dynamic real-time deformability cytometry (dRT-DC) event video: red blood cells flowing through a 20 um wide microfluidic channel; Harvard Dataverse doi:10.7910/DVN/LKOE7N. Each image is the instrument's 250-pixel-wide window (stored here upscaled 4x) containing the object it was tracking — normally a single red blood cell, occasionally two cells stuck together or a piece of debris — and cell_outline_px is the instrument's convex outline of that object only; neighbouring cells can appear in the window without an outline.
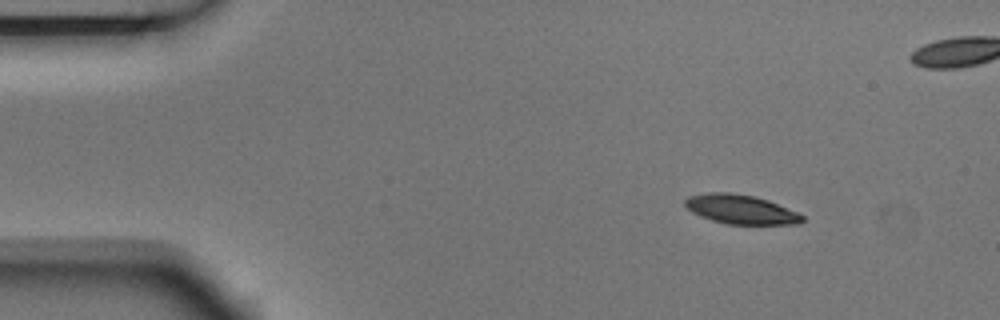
{"species": "Egyptian fruit bat (a non-hibernating species)", "species_latin": "Rousettus aegyptiacus", "temperature_condition": "room temperature", "stored_images_in_passage": 6, "camera_frame_rate_fps": 3000, "um_per_image_px": 0.085, "animal": {"sex": "male"}, "frame": {"image": 1, "passage_image": 1, "time_ms": 0.0, "image_size_px": [1000, 320], "cell_outline_px": [[804, 220], [800, 224], [728, 224], [712, 220], [700, 216], [692, 212], [684, 204], [684, 200], [688, 196], [708, 192], [728, 192], [752, 196], [768, 200], [796, 212], [804, 216]], "centroid_in_image_um": [62.94, 17.79], "position_along_channel_um": 22.1, "area_um2": 19.83}}
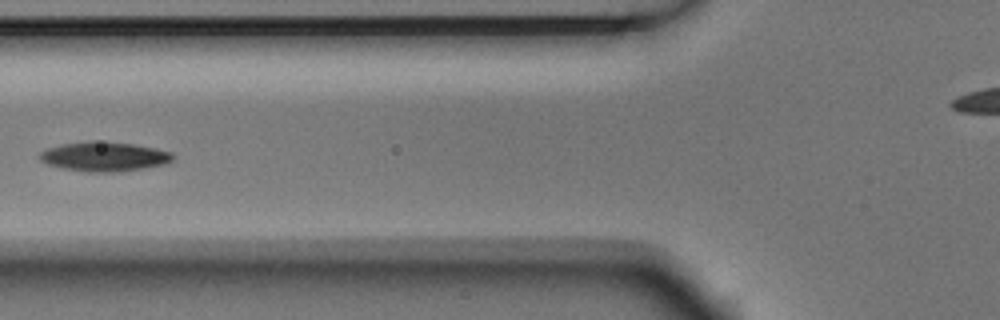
{"frame": {"image": 2, "passage_image": 5, "time_ms": 1.333, "image_size_px": [1000, 320], "cell_outline_px": [[172, 160], [164, 164], [144, 168], [120, 172], [88, 172], [64, 168], [48, 164], [40, 160], [40, 152], [48, 148], [64, 144], [92, 140], [136, 144], [156, 148], [172, 152]], "centroid_in_image_um": [8.88, 13.3], "position_along_channel_um": 116.9, "area_um2": 22.77}}
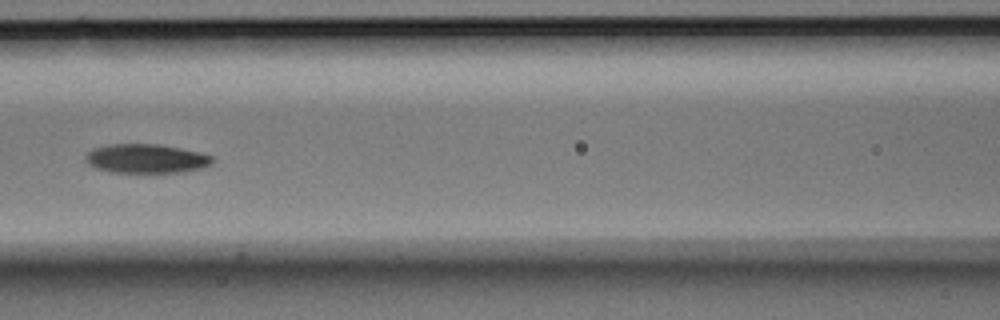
{"frame": {"image": 3, "passage_image": 6, "time_ms": 1.667, "image_size_px": [1000, 320], "cell_outline_px": [[212, 164], [200, 168], [184, 172], [112, 172], [96, 168], [88, 164], [84, 160], [84, 156], [92, 148], [108, 144], [160, 144], [200, 152], [212, 156]], "centroid_in_image_um": [12.39, 13.47], "position_along_channel_um": 154.2, "area_um2": 21.56}}